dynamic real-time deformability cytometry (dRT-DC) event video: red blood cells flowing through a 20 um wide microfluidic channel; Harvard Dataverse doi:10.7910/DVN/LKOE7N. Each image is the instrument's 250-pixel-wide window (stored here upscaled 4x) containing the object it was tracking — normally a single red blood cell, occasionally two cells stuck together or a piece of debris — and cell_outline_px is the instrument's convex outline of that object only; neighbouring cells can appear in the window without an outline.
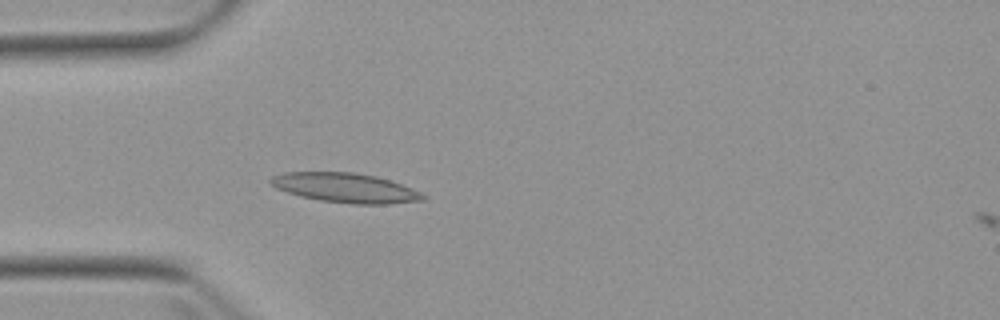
{"species": "Egyptian fruit bat (a non-hibernating species)", "species_latin": "Rousettus aegyptiacus", "temperature_condition": "warm", "stored_images_in_passage": 3, "camera_frame_rate_fps": 3000, "um_per_image_px": 0.085, "animal": {"sex": "female"}, "frame": {"image": 1, "passage_image": 3, "time_ms": 2.333, "image_size_px": [1000, 320], "cell_outline_px": [[428, 196], [424, 200], [388, 204], [352, 204], [320, 200], [300, 196], [276, 188], [268, 180], [272, 176], [284, 172], [352, 172], [376, 176], [412, 188]], "centroid_in_image_um": [29.36, 15.97], "position_along_channel_um": 55.6, "area_um2": 26.13}}